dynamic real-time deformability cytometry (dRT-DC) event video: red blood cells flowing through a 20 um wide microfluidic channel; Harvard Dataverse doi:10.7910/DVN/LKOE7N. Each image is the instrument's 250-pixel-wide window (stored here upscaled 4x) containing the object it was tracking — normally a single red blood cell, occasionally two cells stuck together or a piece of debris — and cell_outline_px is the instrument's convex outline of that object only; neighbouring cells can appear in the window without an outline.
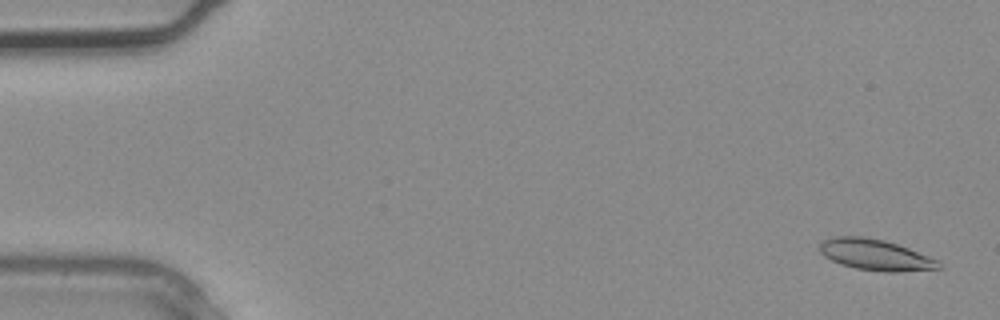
{"species": "common noctule bat (a hibernating species)", "species_latin": "Nyctalus noctula", "temperature_condition": "warm", "stored_images_in_passage": 4, "camera_frame_rate_fps": 3000, "um_per_image_px": 0.085, "animal": {"sex": "male", "body_mass_g": 20.4}, "frame": {"image": 1, "passage_image": 1, "time_ms": 0.0, "image_size_px": [1000, 320], "cell_outline_px": [[940, 268], [896, 272], [884, 272], [856, 268], [840, 264], [824, 256], [820, 252], [820, 240], [832, 236], [864, 236], [884, 240], [908, 248], [940, 260]], "centroid_in_image_um": [74.38, 21.65], "position_along_channel_um": 10.6, "area_um2": 21.56}}